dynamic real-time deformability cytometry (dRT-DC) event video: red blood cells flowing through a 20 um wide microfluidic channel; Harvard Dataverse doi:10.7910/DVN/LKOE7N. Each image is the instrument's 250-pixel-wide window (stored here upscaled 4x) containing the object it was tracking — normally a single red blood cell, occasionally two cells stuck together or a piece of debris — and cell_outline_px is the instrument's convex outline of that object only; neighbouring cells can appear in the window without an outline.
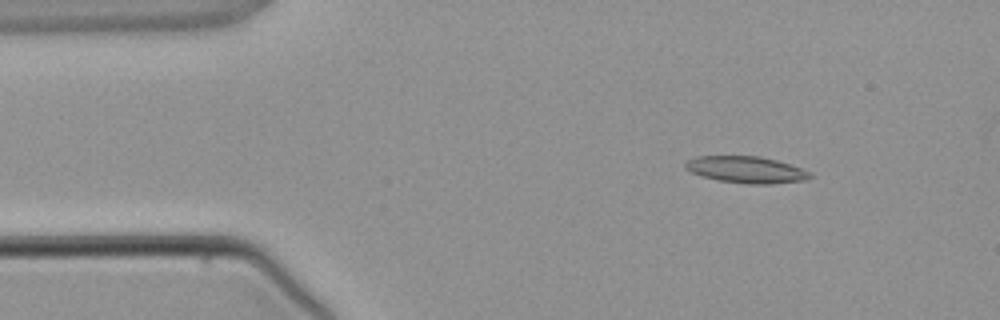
{"species": "common noctule bat (a hibernating species)", "species_latin": "Nyctalus noctula", "temperature_condition": "warm", "stored_images_in_passage": 3, "camera_frame_rate_fps": 3000, "um_per_image_px": 0.085, "animal": {"sex": "male", "body_mass_g": 21.5, "forearm_length_mm": 52.0}, "frame": {"image": 1, "passage_image": 1, "time_ms": 0.0, "image_size_px": [1000, 320], "cell_outline_px": [[812, 176], [804, 180], [768, 184], [748, 184], [716, 180], [692, 172], [684, 168], [684, 164], [688, 160], [696, 156], [760, 156], [776, 160], [812, 172]], "centroid_in_image_um": [63.41, 14.42], "position_along_channel_um": 21.6, "area_um2": 19.25}}
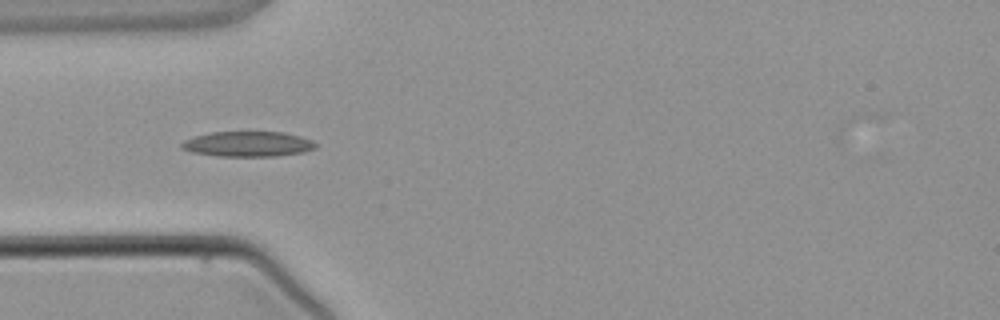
{"frame": {"image": 2, "passage_image": 3, "time_ms": 2.333, "image_size_px": [1000, 320], "cell_outline_px": [[316, 148], [304, 152], [276, 156], [216, 156], [192, 152], [180, 148], [180, 144], [184, 140], [192, 136], [212, 132], [284, 132], [300, 136], [312, 140], [316, 144]], "centroid_in_image_um": [21.04, 12.24], "position_along_channel_um": 64.0, "area_um2": 19.83}}